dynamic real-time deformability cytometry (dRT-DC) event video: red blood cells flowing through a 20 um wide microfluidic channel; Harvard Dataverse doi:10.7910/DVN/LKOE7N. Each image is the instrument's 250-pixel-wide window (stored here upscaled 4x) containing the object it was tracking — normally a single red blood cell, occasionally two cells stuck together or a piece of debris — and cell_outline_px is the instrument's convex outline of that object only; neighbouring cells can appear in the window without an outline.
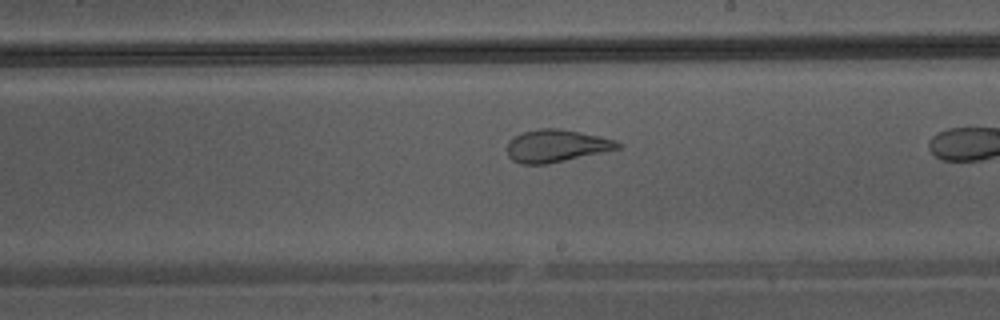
{"species": "Egyptian fruit bat (a non-hibernating species)", "species_latin": "Rousettus aegyptiacus", "temperature_condition": "warm", "stored_images_in_passage": 33, "camera_frame_rate_fps": 3000, "um_per_image_px": 0.085, "animal": {"sex": "male"}, "frame": {"image": 1, "passage_image": 24, "time_ms": 7.667, "image_size_px": [1000, 320], "cell_outline_px": [[624, 144], [620, 148], [548, 164], [520, 164], [512, 160], [508, 156], [508, 140], [512, 136], [524, 132], [540, 128], [560, 128], [580, 132], [616, 140]], "centroid_in_image_um": [47.27, 12.39], "position_along_channel_um": 241.7, "area_um2": 20.98}}